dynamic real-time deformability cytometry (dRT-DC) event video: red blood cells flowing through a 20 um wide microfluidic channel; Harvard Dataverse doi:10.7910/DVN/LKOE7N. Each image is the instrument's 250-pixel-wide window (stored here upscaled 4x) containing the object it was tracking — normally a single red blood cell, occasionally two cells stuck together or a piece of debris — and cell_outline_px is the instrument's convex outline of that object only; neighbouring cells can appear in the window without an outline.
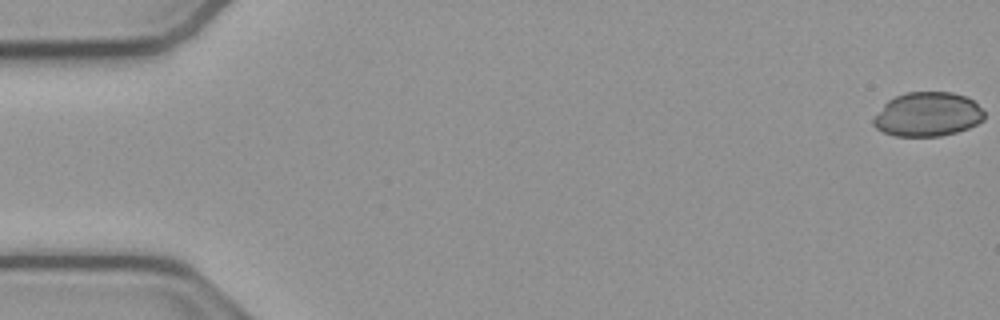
{"species": "common noctule bat (a hibernating species)", "species_latin": "Nyctalus noctula", "temperature_condition": "cold", "stored_images_in_passage": 54, "camera_frame_rate_fps": 3000, "um_per_image_px": 0.085, "animal": {"sex": "male", "body_mass_g": 23.1, "forearm_length_mm": 52.7}, "frame": {"image": 1, "passage_image": 1, "time_ms": 0.0, "image_size_px": [1000, 320], "cell_outline_px": [[984, 120], [968, 128], [956, 132], [940, 136], [896, 136], [884, 132], [876, 128], [872, 124], [872, 120], [884, 104], [888, 100], [896, 96], [908, 92], [952, 92], [964, 96], [972, 100], [984, 112]], "centroid_in_image_um": [78.83, 9.72], "position_along_channel_um": 6.2, "area_um2": 28.38}}
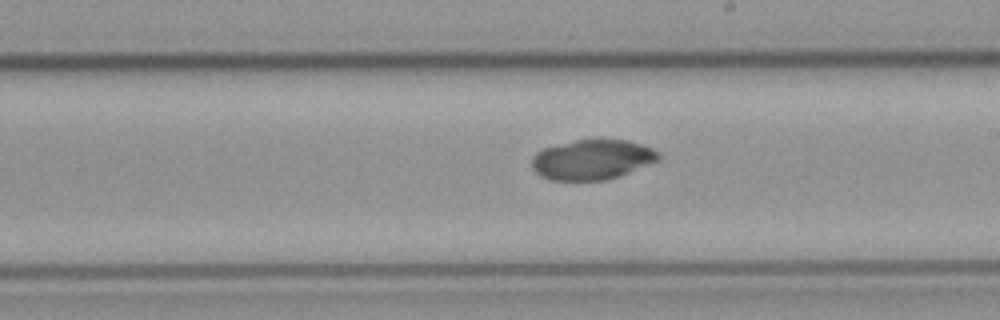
{"frame": {"image": 2, "passage_image": 31, "time_ms": 10.0, "image_size_px": [1000, 320], "cell_outline_px": [[660, 156], [656, 160], [628, 172], [604, 180], [548, 180], [540, 176], [532, 168], [532, 156], [536, 152], [544, 148], [576, 140], [600, 136], [628, 140], [652, 148], [660, 152]], "centroid_in_image_um": [50.3, 13.52], "position_along_channel_um": 238.7, "area_um2": 29.82}}
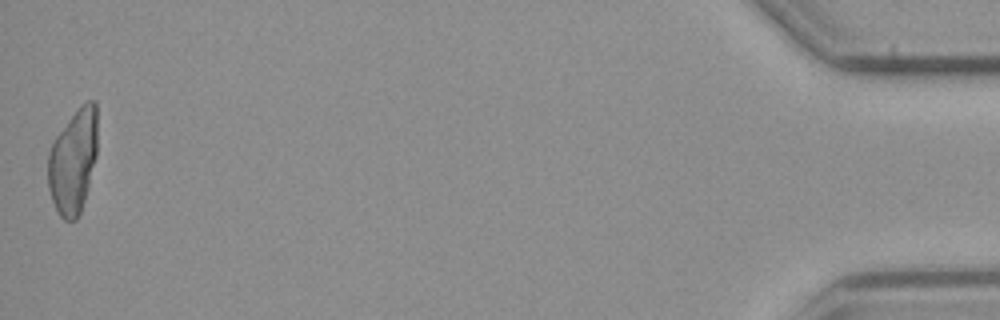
{"frame": {"image": 3, "passage_image": 54, "time_ms": 17.667, "image_size_px": [1000, 320], "cell_outline_px": [[96, 156], [88, 188], [80, 212], [76, 220], [64, 220], [60, 216], [52, 200], [48, 188], [48, 152], [56, 136], [80, 104], [88, 100], [96, 100]], "centroid_in_image_um": [6.21, 13.69], "position_along_channel_um": 429.0, "area_um2": 29.94}}